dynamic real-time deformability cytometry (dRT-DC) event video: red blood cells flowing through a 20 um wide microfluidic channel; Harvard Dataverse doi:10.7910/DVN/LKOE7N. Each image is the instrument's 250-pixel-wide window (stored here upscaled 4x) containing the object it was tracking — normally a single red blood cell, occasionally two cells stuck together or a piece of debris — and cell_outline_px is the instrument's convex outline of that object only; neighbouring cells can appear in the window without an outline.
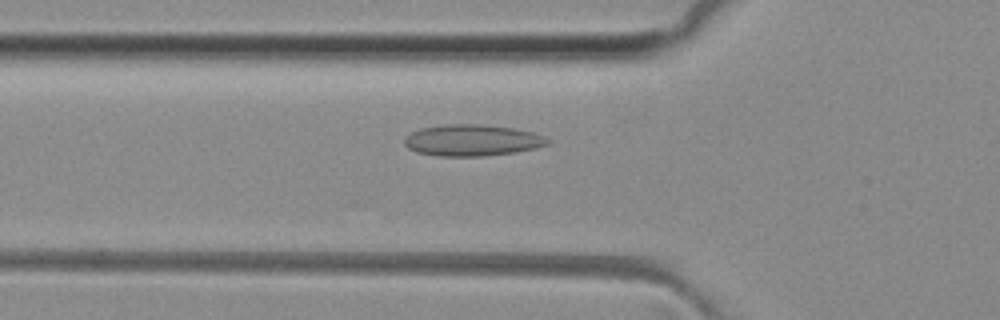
{"species": "common noctule bat (a hibernating species)", "species_latin": "Nyctalus noctula", "temperature_condition": "room temperature", "stored_images_in_passage": 46, "camera_frame_rate_fps": 3000, "um_per_image_px": 0.085, "animal": {"sex": "female", "body_mass_g": 29.2, "forearm_length_mm": 56.3}, "frame": {"image": 1, "passage_image": 14, "time_ms": 4.333, "image_size_px": [1000, 320], "cell_outline_px": [[552, 140], [548, 144], [536, 148], [516, 152], [484, 156], [436, 156], [416, 152], [408, 148], [404, 144], [404, 136], [420, 128], [444, 124], [480, 124], [512, 128], [532, 132], [544, 136]], "centroid_in_image_um": [40.12, 11.92], "position_along_channel_um": 85.7, "area_um2": 26.41}}
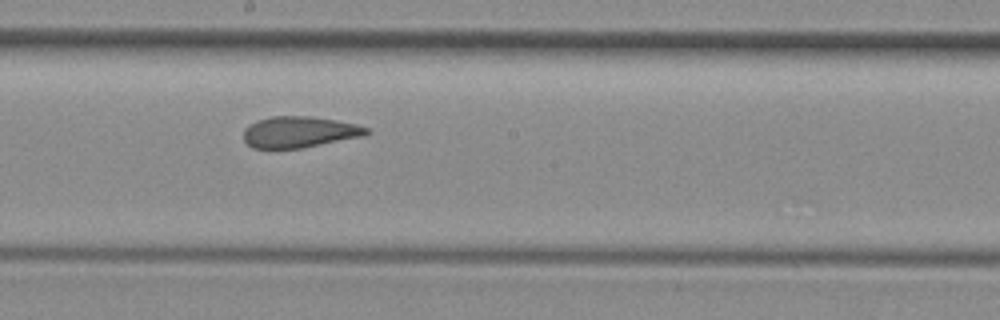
{"frame": {"image": 2, "passage_image": 24, "time_ms": 7.667, "image_size_px": [1000, 320], "cell_outline_px": [[372, 132], [364, 136], [300, 148], [252, 148], [244, 140], [244, 128], [260, 120], [272, 116], [312, 116], [336, 120], [356, 124], [368, 128]], "centroid_in_image_um": [25.48, 11.22], "position_along_channel_um": 222.7, "area_um2": 22.2}}
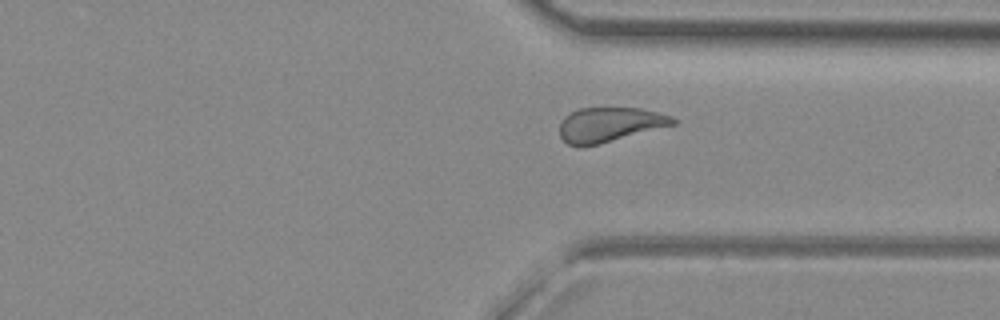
{"frame": {"image": 3, "passage_image": 34, "time_ms": 11.0, "image_size_px": [1000, 320], "cell_outline_px": [[680, 120], [676, 124], [596, 144], [568, 144], [560, 136], [560, 120], [564, 116], [580, 108], [640, 108], [672, 116]], "centroid_in_image_um": [51.85, 10.55], "position_along_channel_um": 359.6, "area_um2": 22.31}, "authors_computed_cell_mechanics": {"area_um2": 23.6113, "velocity_mm_per_s": 4.1055, "shape_relaxation_time_tau1_ms": null, "shape_relaxation_time_tau2_ms": 2.0709, "deformation_change_tau1": null, "deformation_change_tau2": 0.0976}}